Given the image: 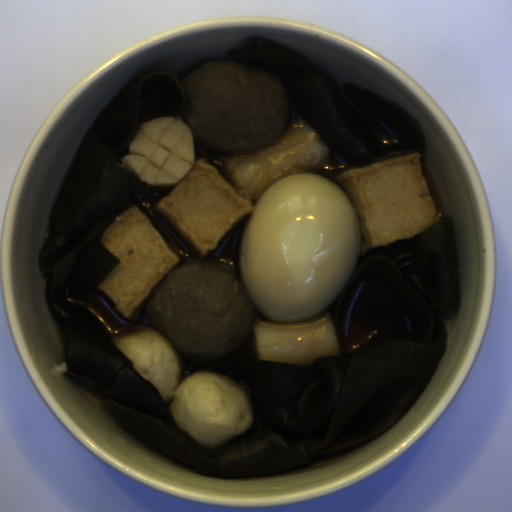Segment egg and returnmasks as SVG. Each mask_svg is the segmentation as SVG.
Returning <instances> with one entry per match:
<instances>
[{
  "instance_id": "egg-1",
  "label": "egg",
  "mask_w": 512,
  "mask_h": 512,
  "mask_svg": "<svg viewBox=\"0 0 512 512\" xmlns=\"http://www.w3.org/2000/svg\"><path fill=\"white\" fill-rule=\"evenodd\" d=\"M360 245L357 215L332 180L288 176L262 192L243 229L239 280L266 319L315 318L346 288Z\"/></svg>"
}]
</instances>
